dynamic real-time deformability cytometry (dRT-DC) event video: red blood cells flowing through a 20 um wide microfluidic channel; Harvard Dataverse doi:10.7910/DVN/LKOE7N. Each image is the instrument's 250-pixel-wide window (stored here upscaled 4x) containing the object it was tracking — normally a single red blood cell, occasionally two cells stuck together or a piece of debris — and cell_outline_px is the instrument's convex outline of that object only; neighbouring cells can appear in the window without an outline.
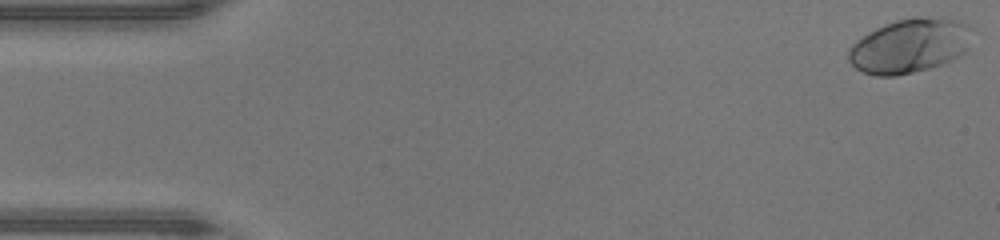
{"species": "human", "species_latin": "Homo sapiens", "temperature_condition": "warm", "stored_images_in_passage": 47, "camera_frame_rate_fps": 3000, "um_per_image_px": 0.085, "donor": {"sex": "male"}, "frame": {"image": 1, "passage_image": 1, "time_ms": 0.0, "image_size_px": [1000, 240], "cell_outline_px": [[972, 28], [964, 52], [940, 64], [928, 68], [896, 76], [876, 76], [864, 72], [856, 68], [848, 60], [848, 52], [852, 44], [856, 40], [868, 32], [884, 24], [896, 20], [912, 16], [940, 16], [960, 20], [968, 24]], "centroid_in_image_um": [77.29, 3.85], "position_along_channel_um": 7.7, "area_um2": 39.07}}
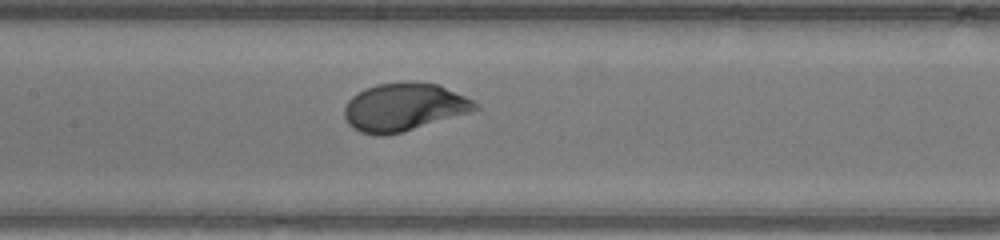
{"frame": {"image": 2, "passage_image": 22, "time_ms": 7.0, "image_size_px": [1000, 240], "cell_outline_px": [[480, 108], [472, 112], [400, 132], [384, 136], [376, 136], [360, 132], [352, 128], [348, 124], [344, 116], [344, 108], [348, 100], [352, 96], [364, 88], [376, 84], [408, 80], [436, 84], [464, 96], [472, 100]], "centroid_in_image_um": [34.28, 9.09], "position_along_channel_um": 173.1, "area_um2": 36.59}}
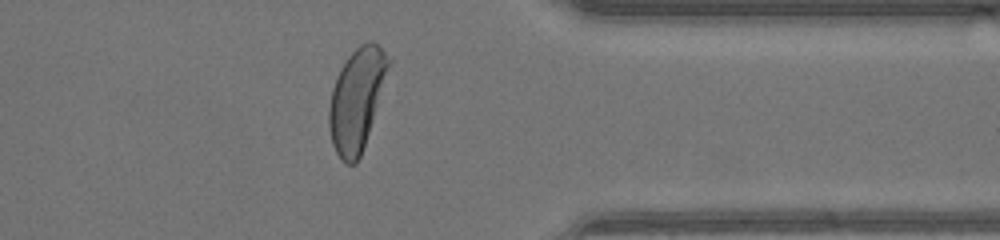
{"frame": {"image": 3, "passage_image": 37, "time_ms": 12.0, "image_size_px": [1000, 240], "cell_outline_px": [[392, 64], [360, 156], [356, 164], [344, 164], [340, 160], [332, 144], [328, 124], [328, 108], [332, 88], [336, 76], [340, 68], [348, 56], [360, 44], [368, 40], [372, 40], [392, 60]], "centroid_in_image_um": [30.32, 8.44], "position_along_channel_um": 381.1, "area_um2": 35.6}, "authors_computed_cell_mechanics": {"area_um2": 36.2984, "velocity_mm_per_s": 4.4304, "shape_relaxation_time_tau1_ms": 1.9454, "shape_relaxation_time_tau2_ms": null, "deformation_change_tau1": 0.1585, "deformation_change_tau2": null}}